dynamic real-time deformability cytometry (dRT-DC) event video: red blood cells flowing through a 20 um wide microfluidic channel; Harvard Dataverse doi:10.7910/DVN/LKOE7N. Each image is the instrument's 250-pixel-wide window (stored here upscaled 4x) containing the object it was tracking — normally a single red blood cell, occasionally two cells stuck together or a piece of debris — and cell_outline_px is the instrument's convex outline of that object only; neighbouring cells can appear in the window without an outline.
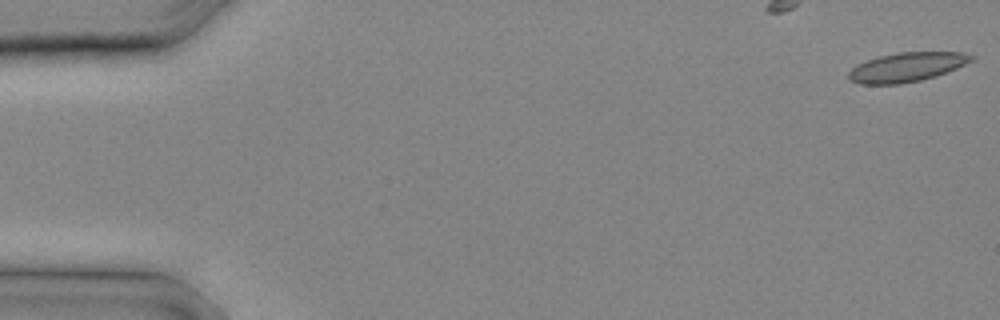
{"species": "common noctule bat (a hibernating species)", "species_latin": "Nyctalus noctula", "temperature_condition": "cold", "stored_images_in_passage": 8, "camera_frame_rate_fps": 3000, "um_per_image_px": 0.085, "animal": {"sex": "male", "body_mass_g": 20.4}, "frame": {"image": 1, "passage_image": 1, "time_ms": 0.0, "image_size_px": [1000, 320], "cell_outline_px": [[976, 56], [972, 60], [956, 68], [936, 76], [920, 80], [900, 84], [860, 84], [848, 80], [848, 72], [856, 64], [880, 56], [900, 52], [964, 52]], "centroid_in_image_um": [77.06, 5.71], "position_along_channel_um": 7.9, "area_um2": 20.87}}